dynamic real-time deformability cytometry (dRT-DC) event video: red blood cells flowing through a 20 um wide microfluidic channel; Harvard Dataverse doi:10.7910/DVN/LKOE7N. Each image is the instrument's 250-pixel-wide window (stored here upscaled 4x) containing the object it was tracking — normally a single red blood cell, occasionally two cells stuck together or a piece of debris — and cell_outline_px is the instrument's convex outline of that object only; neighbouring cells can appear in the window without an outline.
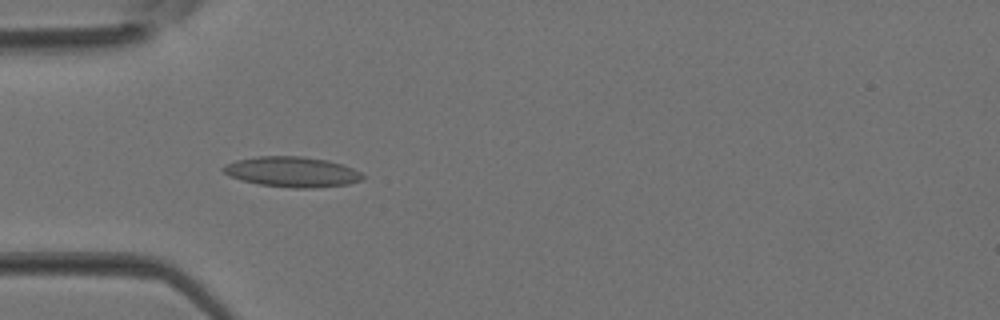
{"species": "Egyptian fruit bat (a non-hibernating species)", "species_latin": "Rousettus aegyptiacus", "temperature_condition": "room temperature", "stored_images_in_passage": 38, "camera_frame_rate_fps": 3000, "um_per_image_px": 0.085, "animal": {"sex": "female"}, "frame": {"image": 1, "passage_image": 12, "time_ms": 3.667, "image_size_px": [1000, 320], "cell_outline_px": [[364, 180], [348, 184], [312, 188], [292, 188], [260, 184], [240, 180], [224, 172], [220, 168], [224, 164], [236, 160], [256, 156], [304, 156], [328, 160], [344, 164], [360, 172], [364, 176]], "centroid_in_image_um": [24.84, 14.6], "position_along_channel_um": 60.2, "area_um2": 24.8}}
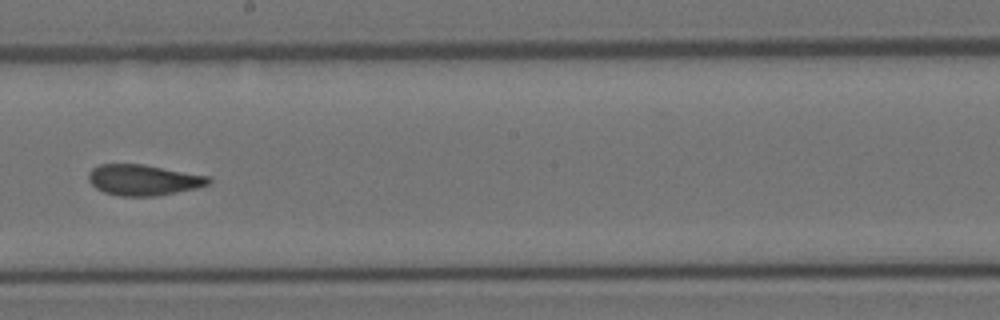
{"frame": {"image": 2, "passage_image": 22, "time_ms": 7.0, "image_size_px": [1000, 320], "cell_outline_px": [[212, 180], [208, 184], [196, 188], [156, 196], [120, 196], [104, 192], [96, 188], [88, 180], [88, 172], [92, 168], [100, 164], [144, 164], [208, 176]], "centroid_in_image_um": [12.16, 15.29], "position_along_channel_um": 236.0, "area_um2": 21.5}}
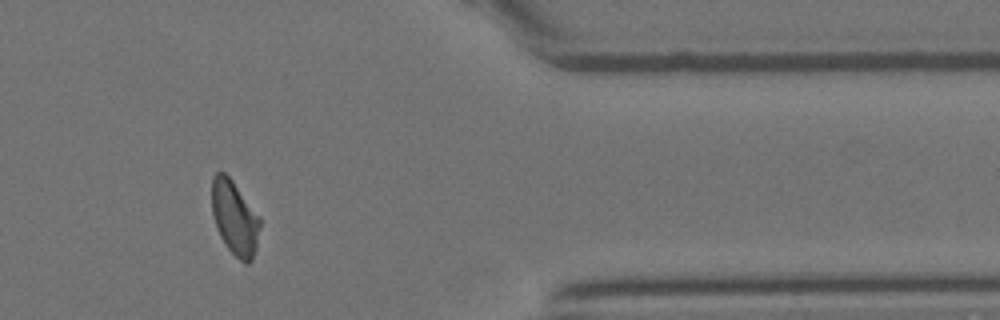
{"frame": {"image": 3, "passage_image": 32, "time_ms": 10.333, "image_size_px": [1000, 320], "cell_outline_px": [[260, 224], [256, 248], [252, 260], [248, 264], [244, 264], [228, 248], [220, 236], [216, 228], [212, 212], [212, 176], [216, 172], [224, 172], [232, 180], [260, 216]], "centroid_in_image_um": [19.95, 18.51], "position_along_channel_um": 391.5, "area_um2": 20.81}}